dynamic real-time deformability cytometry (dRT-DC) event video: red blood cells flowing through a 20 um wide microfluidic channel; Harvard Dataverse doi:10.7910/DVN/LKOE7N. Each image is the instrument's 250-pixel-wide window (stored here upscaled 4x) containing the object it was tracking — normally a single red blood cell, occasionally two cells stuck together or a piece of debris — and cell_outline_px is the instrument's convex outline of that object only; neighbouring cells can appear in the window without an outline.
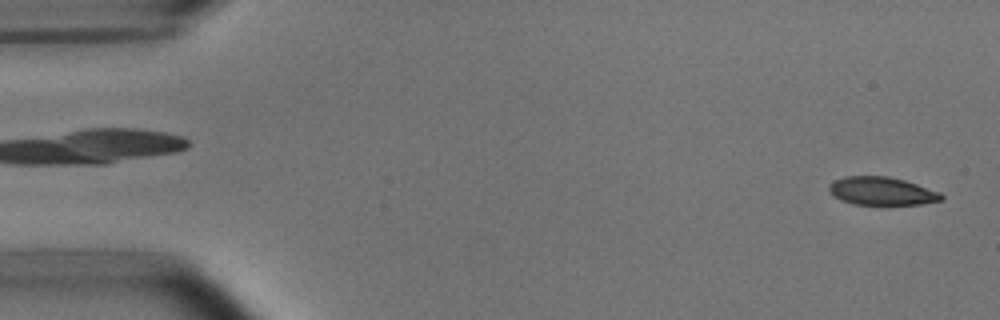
{"species": "common noctule bat (a hibernating species)", "species_latin": "Nyctalus noctula", "temperature_condition": "room temperature", "stored_images_in_passage": 6, "camera_frame_rate_fps": 3000, "um_per_image_px": 0.085, "animal": {"sex": "male", "body_mass_g": 15.6}, "frame": {"image": 1, "passage_image": 1, "time_ms": 0.0, "image_size_px": [1000, 320], "cell_outline_px": [[944, 200], [920, 204], [852, 204], [840, 200], [832, 196], [828, 192], [828, 184], [832, 180], [844, 176], [888, 176], [904, 180], [940, 192], [944, 196]], "centroid_in_image_um": [74.89, 16.23], "position_along_channel_um": 10.1, "area_um2": 18.61}}
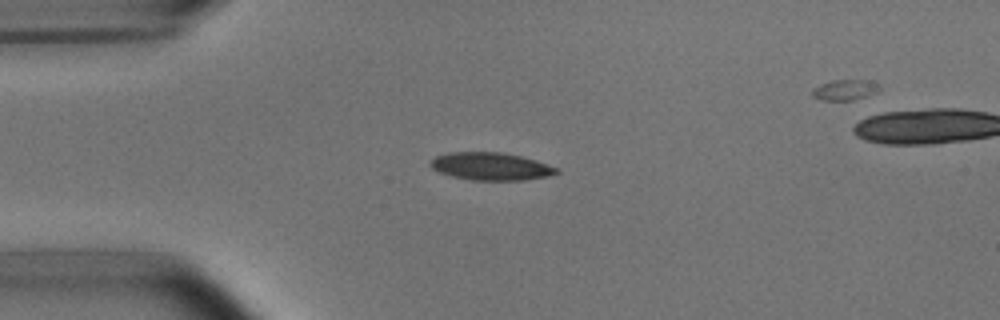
{"frame": {"image": 2, "passage_image": 4, "time_ms": 3.667, "image_size_px": [1000, 320], "cell_outline_px": [[560, 172], [548, 176], [524, 180], [472, 180], [452, 176], [440, 172], [432, 168], [428, 164], [436, 156], [448, 152], [500, 152], [520, 156], [536, 160], [560, 168]], "centroid_in_image_um": [41.74, 14.14], "position_along_channel_um": 43.3, "area_um2": 20.35}}